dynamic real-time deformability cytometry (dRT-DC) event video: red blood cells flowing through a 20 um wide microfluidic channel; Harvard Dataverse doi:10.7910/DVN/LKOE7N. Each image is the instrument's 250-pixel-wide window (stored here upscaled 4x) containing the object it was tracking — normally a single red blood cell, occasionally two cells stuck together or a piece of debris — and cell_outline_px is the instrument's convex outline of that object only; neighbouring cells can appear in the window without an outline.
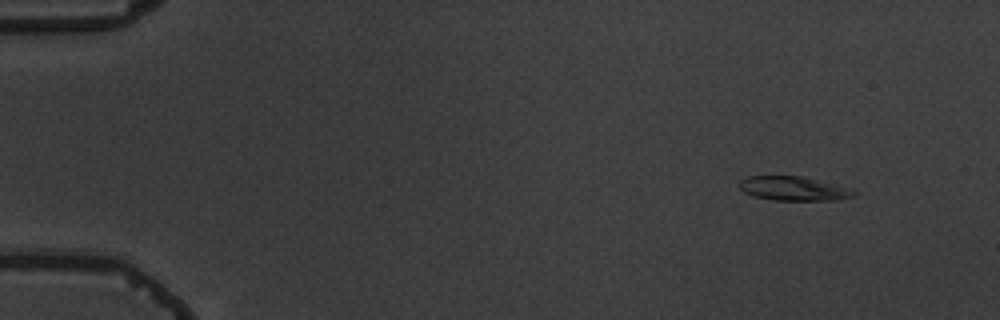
{"species": "common noctule bat (a hibernating species)", "species_latin": "Nyctalus noctula", "temperature_condition": "warm", "stored_images_in_passage": 6, "camera_frame_rate_fps": 3000, "um_per_image_px": 0.085, "animal": {"sex": "male", "body_mass_g": 19.5, "forearm_length_mm": 54.6}, "frame": {"image": 1, "passage_image": 2, "time_ms": 1.0, "image_size_px": [1000, 320], "cell_outline_px": [[860, 192], [856, 196], [840, 200], [772, 200], [752, 196], [744, 192], [740, 188], [740, 180], [748, 176], [800, 176], [852, 188]], "centroid_in_image_um": [67.52, 16.04], "position_along_channel_um": 17.5, "area_um2": 16.3}}
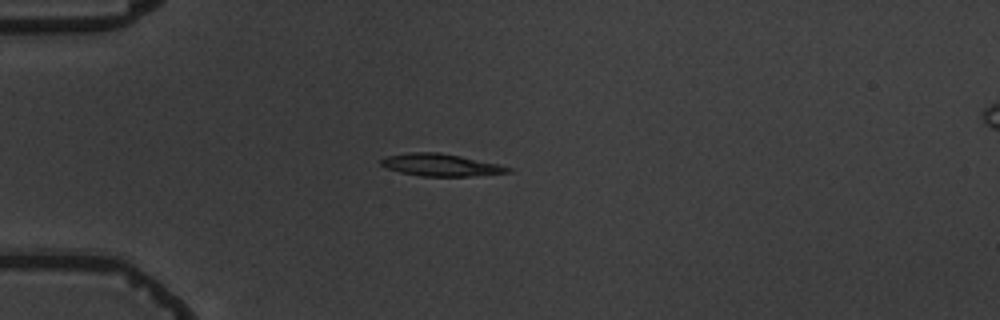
{"frame": {"image": 2, "passage_image": 5, "time_ms": 4.333, "image_size_px": [1000, 320], "cell_outline_px": [[512, 172], [472, 176], [420, 176], [400, 172], [384, 168], [380, 164], [380, 160], [384, 156], [408, 152], [440, 152], [500, 164], [512, 168]], "centroid_in_image_um": [37.43, 14.01], "position_along_channel_um": 47.6, "area_um2": 16.7}}